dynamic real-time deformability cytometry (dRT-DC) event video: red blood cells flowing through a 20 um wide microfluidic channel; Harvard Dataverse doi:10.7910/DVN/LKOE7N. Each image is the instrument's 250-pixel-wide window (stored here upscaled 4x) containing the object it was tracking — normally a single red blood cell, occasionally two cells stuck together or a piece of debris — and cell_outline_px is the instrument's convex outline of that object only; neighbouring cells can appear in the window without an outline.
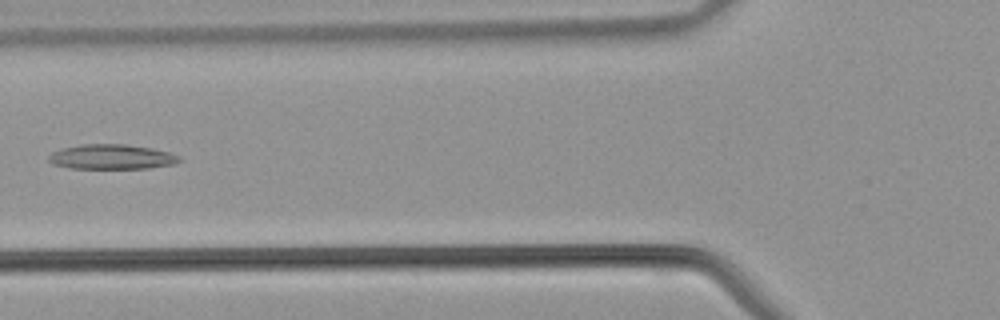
{"species": "common noctule bat (a hibernating species)", "species_latin": "Nyctalus noctula", "temperature_condition": "warm", "stored_images_in_passage": 40, "camera_frame_rate_fps": 3000, "um_per_image_px": 0.085, "animal": {"sex": "male", "body_mass_g": 21.5, "forearm_length_mm": 52.0}, "frame": {"image": 1, "passage_image": 14, "time_ms": 4.333, "image_size_px": [1000, 320], "cell_outline_px": [[180, 160], [176, 164], [148, 168], [72, 168], [52, 164], [48, 160], [48, 156], [52, 152], [64, 148], [80, 144], [124, 144], [152, 148], [168, 152], [180, 156]], "centroid_in_image_um": [9.49, 13.33], "position_along_channel_um": 116.3, "area_um2": 18.84}}
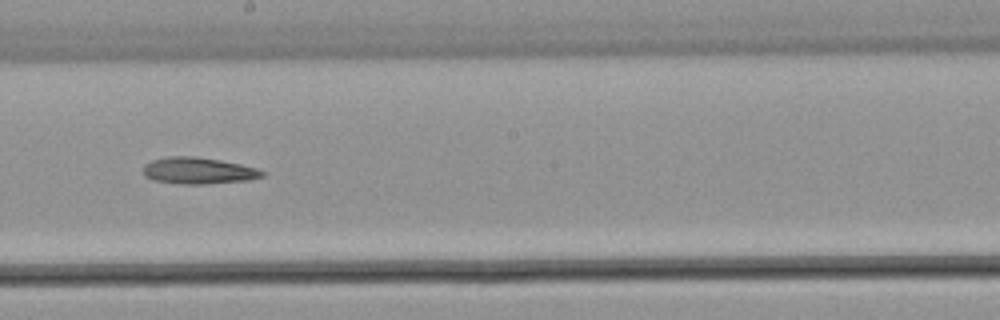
{"frame": {"image": 2, "passage_image": 21, "time_ms": 6.667, "image_size_px": [1000, 320], "cell_outline_px": [[264, 176], [248, 180], [204, 184], [180, 184], [152, 180], [144, 176], [144, 164], [152, 160], [168, 156], [192, 156], [220, 160], [240, 164], [256, 168], [264, 172]], "centroid_in_image_um": [16.83, 14.51], "position_along_channel_um": 231.4, "area_um2": 18.38}}
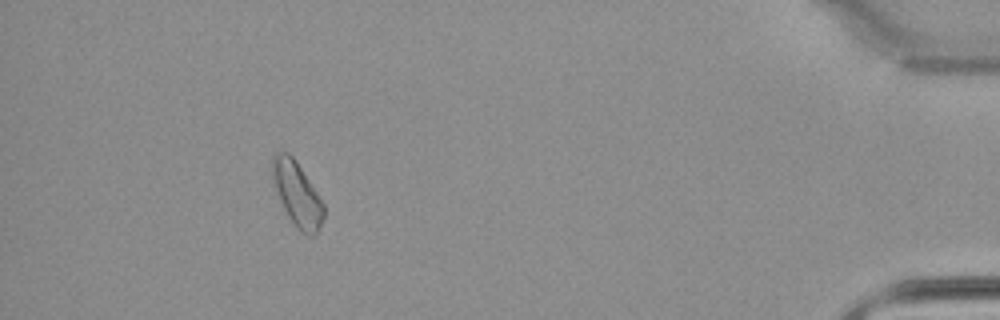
{"frame": {"image": 3, "passage_image": 36, "time_ms": 11.667, "image_size_px": [1000, 320], "cell_outline_px": [[324, 216], [316, 236], [312, 236], [300, 232], [296, 228], [288, 216], [280, 200], [272, 180], [272, 156], [276, 152], [288, 152], [296, 160], [324, 204]], "centroid_in_image_um": [25.25, 16.5], "position_along_channel_um": 409.9, "area_um2": 19.19}}